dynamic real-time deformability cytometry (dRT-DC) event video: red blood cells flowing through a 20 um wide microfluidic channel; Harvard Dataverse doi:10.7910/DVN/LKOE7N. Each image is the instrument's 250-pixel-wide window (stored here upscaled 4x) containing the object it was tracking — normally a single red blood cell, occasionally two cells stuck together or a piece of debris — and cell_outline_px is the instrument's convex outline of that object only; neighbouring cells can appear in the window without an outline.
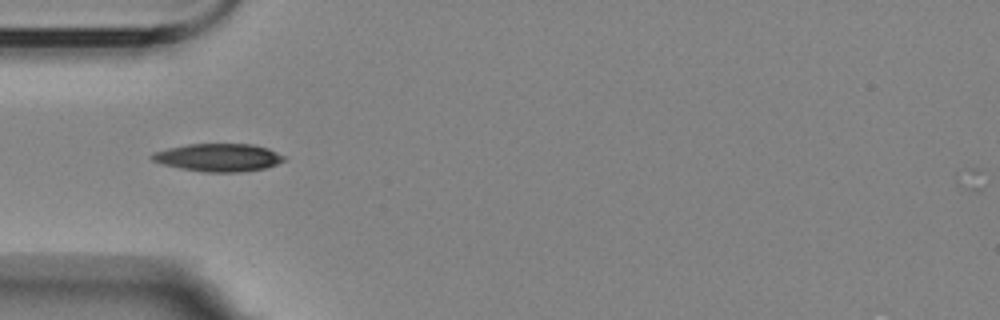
{"species": "Egyptian fruit bat (a non-hibernating species)", "species_latin": "Rousettus aegyptiacus", "temperature_condition": "room temperature", "stored_images_in_passage": 15, "camera_frame_rate_fps": 3000, "um_per_image_px": 0.085, "animal": {"sex": "female"}, "frame": {"image": 1, "passage_image": 5, "time_ms": 6.0, "image_size_px": [1000, 320], "cell_outline_px": [[284, 160], [276, 164], [264, 168], [240, 172], [204, 172], [180, 168], [164, 164], [152, 160], [148, 156], [152, 152], [168, 148], [188, 144], [252, 144], [268, 148], [284, 156]], "centroid_in_image_um": [18.53, 13.38], "position_along_channel_um": 66.5, "area_um2": 21.33}}
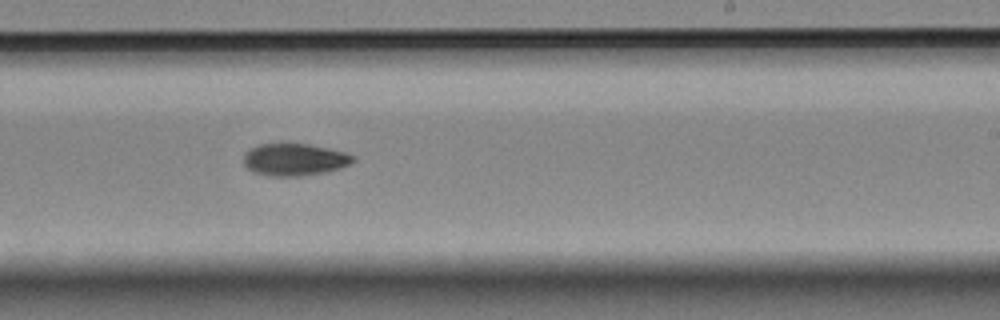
{"frame": {"image": 2, "passage_image": 10, "time_ms": 11.667, "image_size_px": [1000, 320], "cell_outline_px": [[356, 160], [340, 168], [324, 172], [300, 176], [268, 176], [252, 172], [244, 164], [244, 152], [260, 144], [308, 144], [328, 148], [344, 152], [356, 156]], "centroid_in_image_um": [25.03, 13.57], "position_along_channel_um": 264.0, "area_um2": 20.46}}
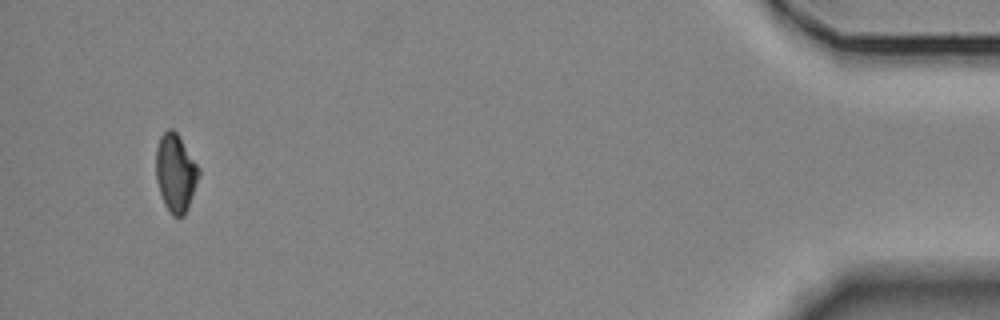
{"frame": {"image": 3, "passage_image": 15, "time_ms": 18.333, "image_size_px": [1000, 320], "cell_outline_px": [[200, 176], [184, 216], [172, 216], [168, 212], [164, 204], [156, 180], [156, 148], [160, 136], [168, 128], [172, 128], [176, 132], [200, 168]], "centroid_in_image_um": [14.92, 14.7], "position_along_channel_um": 420.3, "area_um2": 19.48}, "authors_computed_cell_mechanics": {"area_um2": 21.0392, "velocity_mm_per_s": 3.4814, "shape_relaxation_time_tau1_ms": 10.4954, "shape_relaxation_time_tau2_ms": null, "deformation_change_tau1": 0.1758, "deformation_change_tau2": null}}